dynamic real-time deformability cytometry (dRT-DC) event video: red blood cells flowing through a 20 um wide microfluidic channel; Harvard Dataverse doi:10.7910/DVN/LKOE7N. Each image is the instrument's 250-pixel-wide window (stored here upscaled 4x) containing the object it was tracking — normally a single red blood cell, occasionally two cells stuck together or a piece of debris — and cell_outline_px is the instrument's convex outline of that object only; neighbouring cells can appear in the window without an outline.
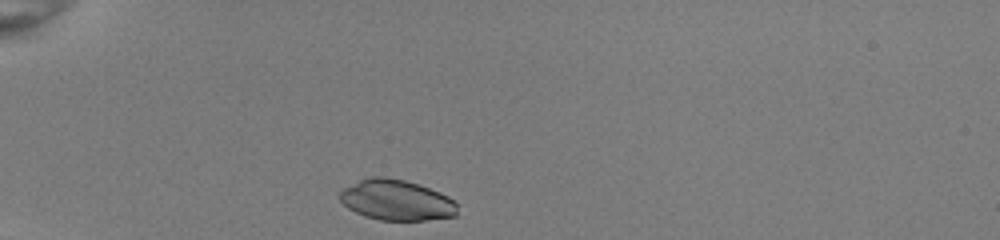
{"species": "common noctule bat (a hibernating species)", "species_latin": "Nyctalus noctula", "temperature_condition": "room temperature", "stored_images_in_passage": 30, "camera_frame_rate_fps": 3000, "um_per_image_px": 0.085, "animal": {"sex": "female", "body_mass_g": 22.0, "forearm_length_mm": 56.7}, "frame": {"image": 1, "passage_image": 1, "time_ms": 0.0, "image_size_px": [1000, 240], "cell_outline_px": [[456, 216], [424, 220], [380, 220], [364, 216], [348, 208], [340, 200], [340, 192], [344, 188], [360, 180], [372, 176], [384, 176], [404, 180], [440, 192], [448, 196], [456, 204]], "centroid_in_image_um": [33.68, 17.01], "position_along_channel_um": 51.3, "area_um2": 27.51}}
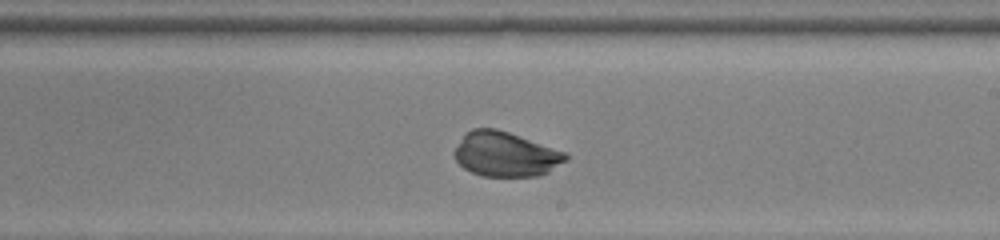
{"frame": {"image": 2, "passage_image": 18, "time_ms": 5.667, "image_size_px": [1000, 240], "cell_outline_px": [[568, 160], [548, 172], [540, 176], [480, 176], [464, 168], [456, 160], [452, 152], [464, 132], [472, 128], [496, 128], [508, 132], [564, 152], [568, 156]], "centroid_in_image_um": [42.92, 13.11], "position_along_channel_um": 246.1, "area_um2": 29.02}}
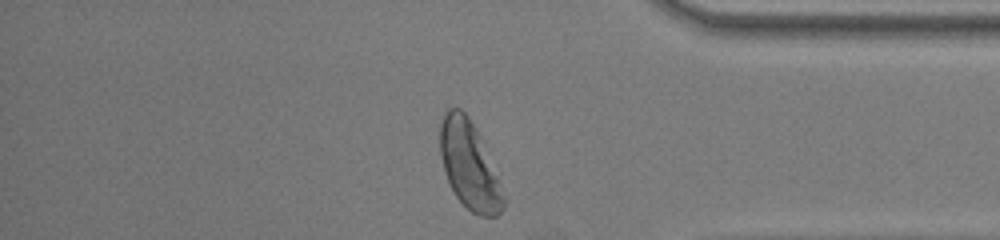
{"frame": {"image": 3, "passage_image": 30, "time_ms": 9.667, "image_size_px": [1000, 240], "cell_outline_px": [[508, 200], [504, 208], [496, 216], [480, 216], [472, 212], [456, 196], [444, 172], [440, 156], [440, 124], [444, 112], [448, 108], [460, 108], [468, 116], [476, 128], [480, 136]], "centroid_in_image_um": [39.91, 14.05], "position_along_channel_um": 395.3, "area_um2": 32.48}, "authors_computed_cell_mechanics": {"area_um2": 29.5069, "velocity_mm_per_s": 3.9851, "shape_relaxation_time_tau1_ms": 4.8924, "shape_relaxation_time_tau2_ms": null, "deformation_change_tau1": 0.2711, "deformation_change_tau2": null}}